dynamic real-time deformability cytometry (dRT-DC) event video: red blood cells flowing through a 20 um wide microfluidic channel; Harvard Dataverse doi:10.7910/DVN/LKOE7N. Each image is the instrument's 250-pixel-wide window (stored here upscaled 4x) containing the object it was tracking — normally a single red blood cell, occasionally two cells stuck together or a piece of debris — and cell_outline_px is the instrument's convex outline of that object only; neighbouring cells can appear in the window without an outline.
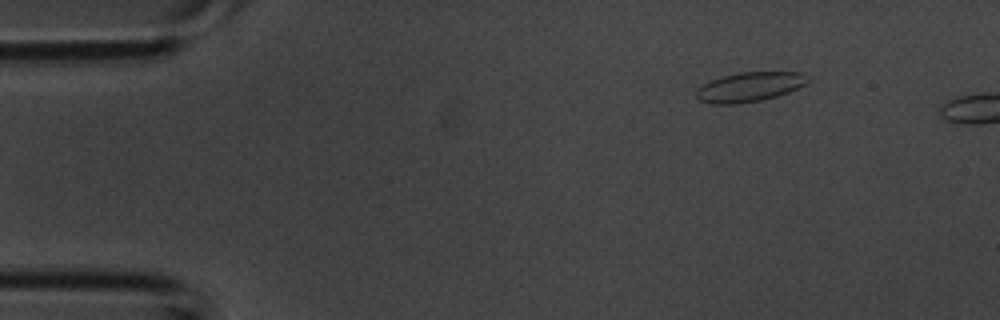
{"species": "common noctule bat (a hibernating species)", "species_latin": "Nyctalus noctula", "temperature_condition": "room temperature", "stored_images_in_passage": 3, "camera_frame_rate_fps": 3000, "um_per_image_px": 0.085, "animal": {"sex": "male", "body_mass_g": 20.1, "forearm_length_mm": 53.5}, "frame": {"image": 1, "passage_image": 1, "time_ms": 0.0, "image_size_px": [1000, 320], "cell_outline_px": [[812, 80], [808, 84], [788, 92], [776, 96], [760, 100], [736, 104], [712, 104], [700, 100], [696, 96], [696, 88], [712, 80], [724, 76], [740, 72], [804, 72]], "centroid_in_image_um": [63.77, 7.38], "position_along_channel_um": 21.2, "area_um2": 19.25}}